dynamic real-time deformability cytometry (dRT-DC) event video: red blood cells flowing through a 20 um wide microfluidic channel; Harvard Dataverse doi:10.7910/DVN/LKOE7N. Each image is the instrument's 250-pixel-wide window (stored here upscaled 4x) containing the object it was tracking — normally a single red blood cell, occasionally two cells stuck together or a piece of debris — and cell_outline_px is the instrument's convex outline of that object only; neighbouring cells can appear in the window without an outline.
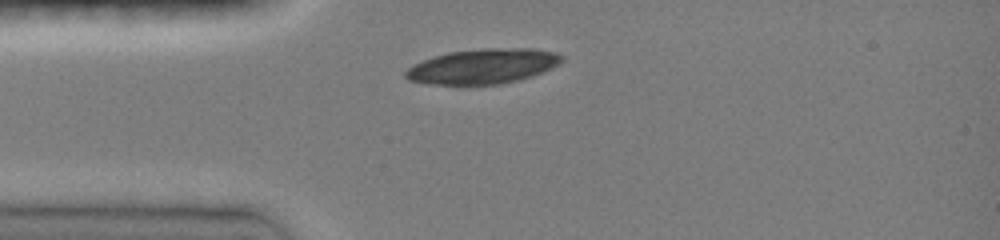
{"species": "common noctule bat (a hibernating species)", "species_latin": "Nyctalus noctula", "temperature_condition": "room temperature", "stored_images_in_passage": 6, "camera_frame_rate_fps": 3000, "um_per_image_px": 0.085, "animal": {"sex": "female", "body_mass_g": 19.0, "forearm_length_mm": 51.5}, "frame": {"image": 1, "passage_image": 1, "time_ms": 0.0, "image_size_px": [1000, 240], "cell_outline_px": [[564, 60], [560, 64], [552, 68], [532, 76], [500, 84], [428, 84], [408, 80], [404, 76], [404, 72], [408, 68], [424, 60], [448, 52], [484, 48], [532, 48], [556, 52], [564, 56]], "centroid_in_image_um": [41.09, 5.62], "position_along_channel_um": 43.9, "area_um2": 31.73}}